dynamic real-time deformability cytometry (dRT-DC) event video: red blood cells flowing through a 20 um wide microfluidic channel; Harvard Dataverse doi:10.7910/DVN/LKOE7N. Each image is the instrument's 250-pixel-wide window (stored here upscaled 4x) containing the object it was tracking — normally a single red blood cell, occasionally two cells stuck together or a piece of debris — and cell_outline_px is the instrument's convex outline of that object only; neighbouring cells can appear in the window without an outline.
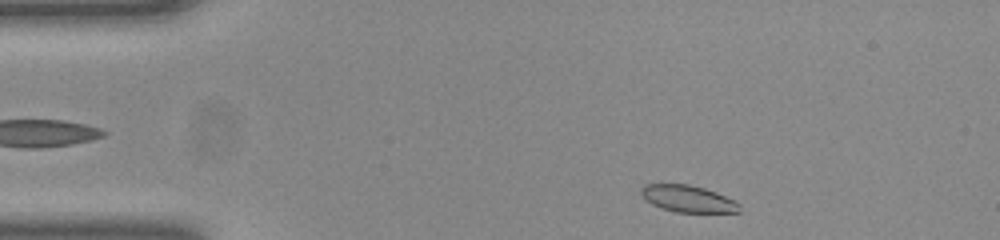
{"species": "common noctule bat (a hibernating species)", "species_latin": "Nyctalus noctula", "temperature_condition": "room temperature", "stored_images_in_passage": 44, "camera_frame_rate_fps": 3000, "um_per_image_px": 0.085, "animal": {"sex": "female", "body_mass_g": 23.0, "forearm_length_mm": 53.4}, "frame": {"image": 1, "passage_image": 2, "time_ms": 0.333, "image_size_px": [1000, 240], "cell_outline_px": [[740, 212], [676, 212], [652, 204], [640, 192], [640, 188], [644, 184], [688, 184], [704, 188], [716, 192], [740, 204]], "centroid_in_image_um": [58.47, 16.88], "position_along_channel_um": 26.5, "area_um2": 15.09}}
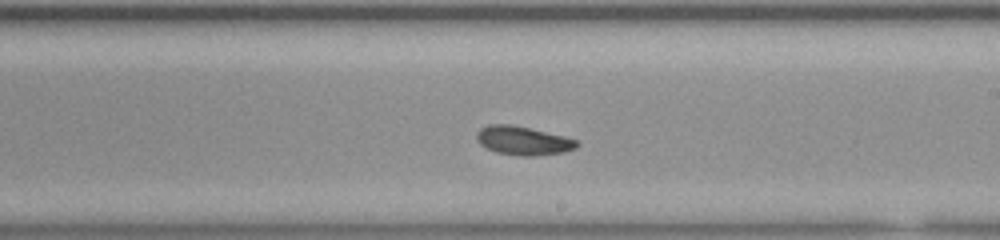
{"frame": {"image": 2, "passage_image": 23, "time_ms": 7.333, "image_size_px": [1000, 240], "cell_outline_px": [[580, 144], [576, 148], [564, 152], [532, 156], [520, 156], [496, 152], [480, 144], [476, 140], [476, 132], [480, 128], [488, 124], [512, 124], [564, 136], [576, 140]], "centroid_in_image_um": [44.44, 11.95], "position_along_channel_um": 244.6, "area_um2": 16.82}}
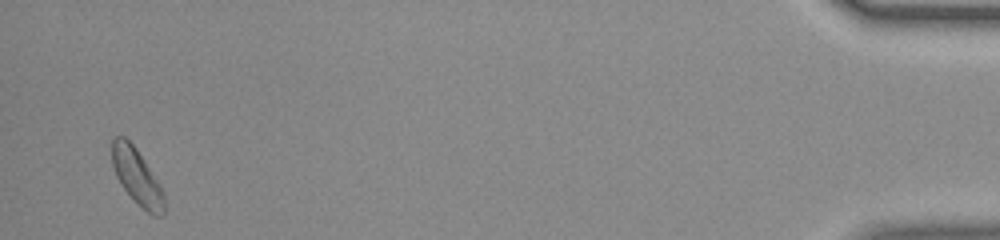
{"frame": {"image": 3, "passage_image": 43, "time_ms": 14.0, "image_size_px": [1000, 240], "cell_outline_px": [[164, 216], [152, 216], [120, 184], [116, 176], [112, 164], [112, 136], [124, 136], [136, 148], [160, 184], [164, 196]], "centroid_in_image_um": [11.63, 14.99], "position_along_channel_um": 423.6, "area_um2": 16.7}, "authors_computed_cell_mechanics": {"area_um2": 16.5308, "velocity_mm_per_s": 4.009, "shape_relaxation_time_tau1_ms": null, "shape_relaxation_time_tau2_ms": 8.0017, "deformation_change_tau1": null, "deformation_change_tau2": 0.146}}